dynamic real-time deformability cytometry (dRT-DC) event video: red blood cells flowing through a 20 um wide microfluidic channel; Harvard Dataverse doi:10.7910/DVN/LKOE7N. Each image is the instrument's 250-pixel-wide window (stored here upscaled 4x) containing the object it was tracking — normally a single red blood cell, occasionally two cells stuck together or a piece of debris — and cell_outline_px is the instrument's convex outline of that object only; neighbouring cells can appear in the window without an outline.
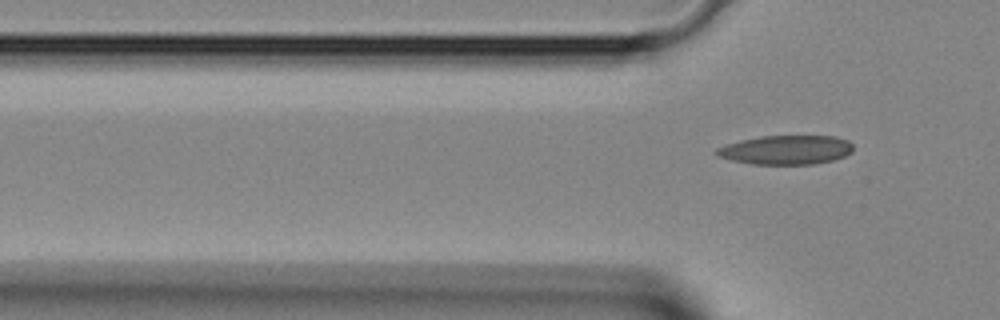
{"species": "Egyptian fruit bat (a non-hibernating species)", "species_latin": "Rousettus aegyptiacus", "temperature_condition": "room temperature", "stored_images_in_passage": 4, "camera_frame_rate_fps": 3000, "um_per_image_px": 0.085, "animal": {"sex": "female"}, "frame": {"image": 1, "passage_image": 4, "time_ms": 1.0, "image_size_px": [1000, 320], "cell_outline_px": [[852, 152], [844, 156], [832, 160], [816, 164], [752, 164], [732, 160], [716, 156], [716, 148], [740, 140], [760, 136], [836, 136], [848, 140], [852, 144]], "centroid_in_image_um": [66.82, 12.74], "position_along_channel_um": 59.0, "area_um2": 23.18}}